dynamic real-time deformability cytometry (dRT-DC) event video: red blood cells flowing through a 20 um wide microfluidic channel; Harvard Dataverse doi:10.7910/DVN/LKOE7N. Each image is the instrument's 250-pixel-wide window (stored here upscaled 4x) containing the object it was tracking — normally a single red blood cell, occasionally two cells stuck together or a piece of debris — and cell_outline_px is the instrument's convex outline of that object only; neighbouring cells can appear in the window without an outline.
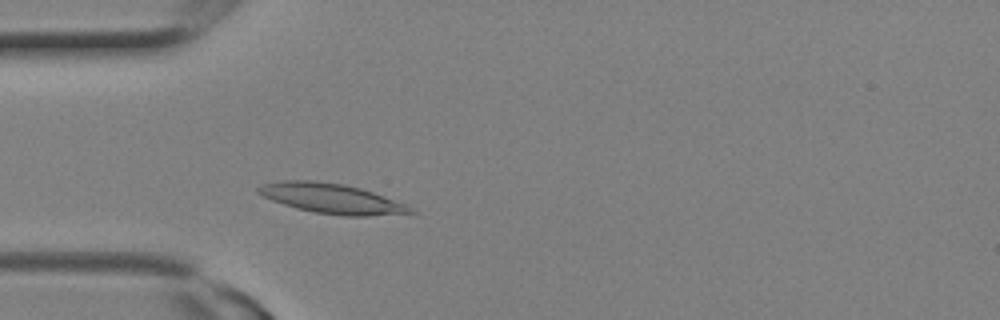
{"species": "Egyptian fruit bat (a non-hibernating species)", "species_latin": "Rousettus aegyptiacus", "temperature_condition": "room temperature", "stored_images_in_passage": 5, "camera_frame_rate_fps": 3000, "um_per_image_px": 0.085, "animal": {"sex": "female"}, "frame": {"image": 1, "passage_image": 5, "time_ms": 1.333, "image_size_px": [1000, 320], "cell_outline_px": [[420, 212], [364, 216], [344, 216], [316, 212], [296, 208], [272, 200], [256, 192], [256, 188], [260, 184], [280, 180], [312, 180], [344, 184], [360, 188], [408, 204]], "centroid_in_image_um": [28.2, 16.86], "position_along_channel_um": 56.8, "area_um2": 26.59}}